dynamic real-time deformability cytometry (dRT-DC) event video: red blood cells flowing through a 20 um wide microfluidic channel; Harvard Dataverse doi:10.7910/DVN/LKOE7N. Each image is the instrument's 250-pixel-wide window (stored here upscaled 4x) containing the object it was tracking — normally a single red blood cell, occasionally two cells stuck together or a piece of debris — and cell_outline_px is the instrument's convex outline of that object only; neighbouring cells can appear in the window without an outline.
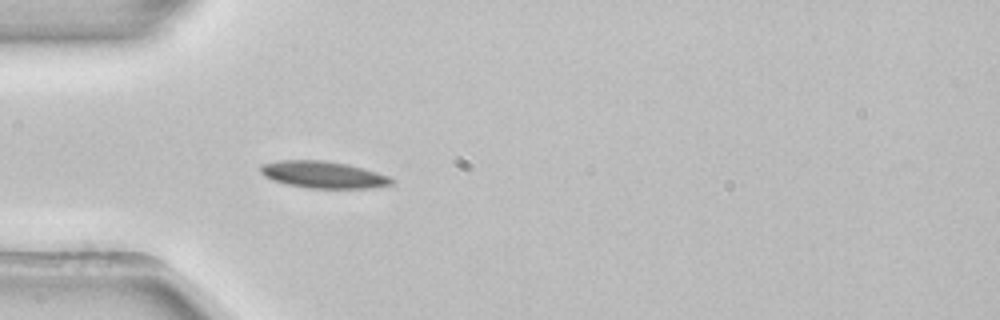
{"species": "common noctule bat (a hibernating species)", "species_latin": "Nyctalus noctula", "temperature_condition": "room temperature", "stored_images_in_passage": 38, "camera_frame_rate_fps": 3000, "um_per_image_px": 0.085, "animal": {"sex": "female", "body_mass_g": 22.7, "forearm_length_mm": 54.2}, "frame": {"image": 1, "passage_image": 1, "time_ms": 0.0, "image_size_px": [1000, 320], "cell_outline_px": [[396, 184], [372, 188], [308, 188], [288, 184], [272, 180], [264, 176], [260, 172], [260, 164], [276, 160], [324, 160], [348, 164], [364, 168], [392, 176], [396, 180]], "centroid_in_image_um": [27.54, 14.84], "position_along_channel_um": 57.5, "area_um2": 20.98}}
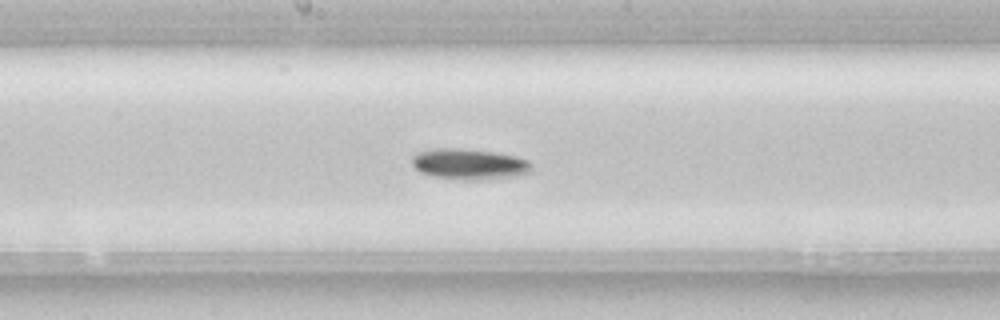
{"frame": {"image": 2, "passage_image": 13, "time_ms": 4.0, "image_size_px": [1000, 320], "cell_outline_px": [[532, 172], [516, 176], [480, 180], [464, 180], [436, 176], [420, 172], [412, 164], [412, 156], [420, 152], [432, 148], [460, 148], [492, 152], [516, 156], [528, 160], [532, 164]], "centroid_in_image_um": [39.92, 13.95], "position_along_channel_um": 208.3, "area_um2": 21.44}}
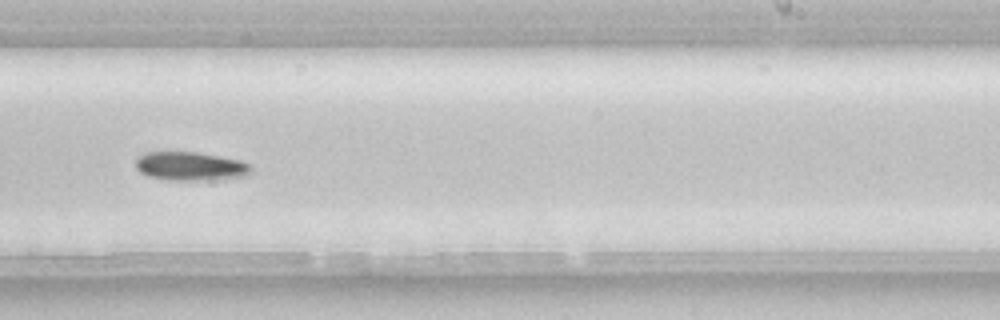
{"frame": {"image": 3, "passage_image": 18, "time_ms": 5.667, "image_size_px": [1000, 320], "cell_outline_px": [[252, 168], [248, 176], [208, 180], [172, 180], [148, 176], [140, 172], [136, 168], [136, 156], [144, 152], [196, 152], [220, 156], [240, 160], [248, 164]], "centroid_in_image_um": [16.17, 14.12], "position_along_channel_um": 272.8, "area_um2": 19.36}}